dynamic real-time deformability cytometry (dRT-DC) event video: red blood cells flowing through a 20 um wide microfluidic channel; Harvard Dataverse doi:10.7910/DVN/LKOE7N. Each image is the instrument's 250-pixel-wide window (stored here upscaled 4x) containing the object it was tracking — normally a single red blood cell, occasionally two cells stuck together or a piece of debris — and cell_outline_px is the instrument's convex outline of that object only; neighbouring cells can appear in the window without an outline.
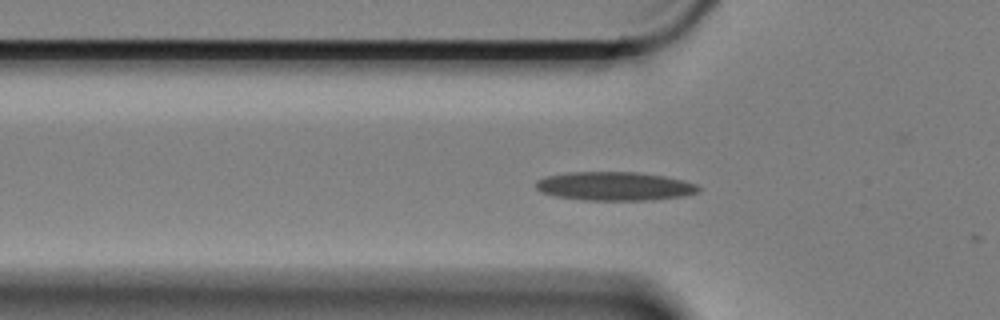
{"species": "Egyptian fruit bat (a non-hibernating species)", "species_latin": "Rousettus aegyptiacus", "temperature_condition": "cold", "stored_images_in_passage": 6, "camera_frame_rate_fps": 3000, "um_per_image_px": 0.085, "animal": {"sex": "female"}, "frame": {"image": 1, "passage_image": 4, "time_ms": 1.0, "image_size_px": [1000, 320], "cell_outline_px": [[700, 192], [684, 196], [652, 200], [584, 200], [556, 196], [540, 192], [536, 188], [536, 180], [548, 176], [568, 172], [636, 172], [664, 176], [696, 184], [700, 188]], "centroid_in_image_um": [52.24, 15.83], "position_along_channel_um": 73.6, "area_um2": 27.17}}